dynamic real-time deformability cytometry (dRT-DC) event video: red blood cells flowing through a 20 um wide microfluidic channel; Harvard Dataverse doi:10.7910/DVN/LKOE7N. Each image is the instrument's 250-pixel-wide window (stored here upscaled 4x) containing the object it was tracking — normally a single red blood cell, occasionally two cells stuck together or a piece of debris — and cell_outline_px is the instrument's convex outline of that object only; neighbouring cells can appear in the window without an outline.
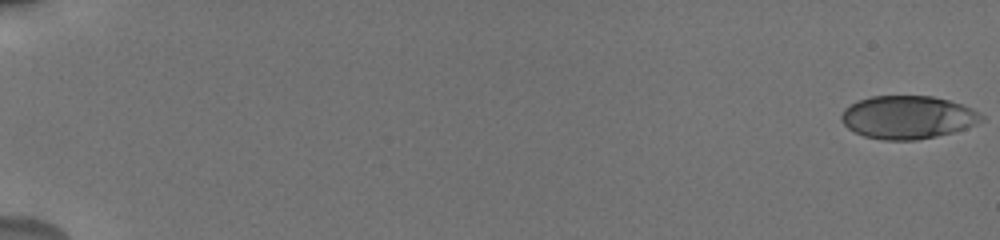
{"species": "human", "species_latin": "Homo sapiens", "temperature_condition": "cold", "stored_images_in_passage": 33, "camera_frame_rate_fps": 3000, "um_per_image_px": 0.085, "donor": {"sex": "male"}, "frame": {"image": 1, "passage_image": 1, "time_ms": 0.0, "image_size_px": [1000, 240], "cell_outline_px": [[984, 120], [964, 128], [952, 132], [936, 136], [916, 140], [884, 140], [864, 136], [848, 128], [840, 120], [840, 116], [844, 108], [860, 100], [872, 96], [932, 96], [948, 100], [972, 108], [980, 112], [984, 116]], "centroid_in_image_um": [77.15, 9.97], "position_along_channel_um": 7.9, "area_um2": 34.97}}
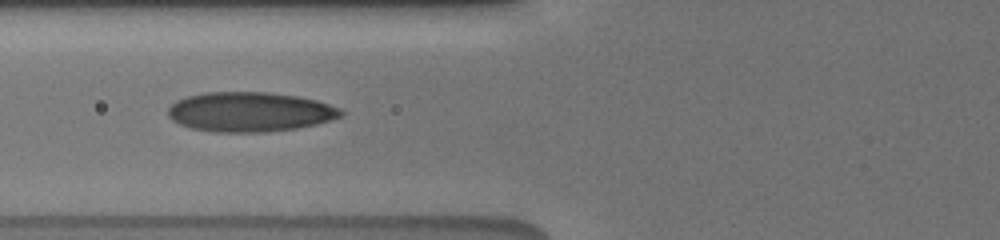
{"frame": {"image": 2, "passage_image": 24, "time_ms": 8.0, "image_size_px": [1000, 240], "cell_outline_px": [[344, 112], [340, 116], [332, 120], [316, 124], [296, 128], [268, 132], [212, 132], [192, 128], [180, 124], [172, 120], [168, 116], [168, 108], [176, 100], [188, 96], [204, 92], [268, 92], [296, 96], [316, 100], [340, 108]], "centroid_in_image_um": [21.22, 9.51], "position_along_channel_um": 104.6, "area_um2": 40.0}}
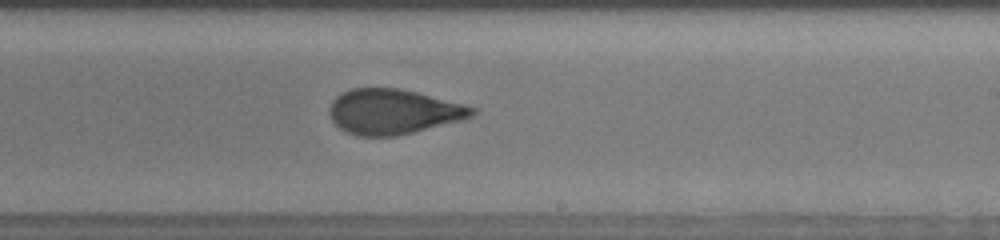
{"frame": {"image": 3, "passage_image": 33, "time_ms": 12.0, "image_size_px": [1000, 240], "cell_outline_px": [[476, 112], [472, 116], [464, 120], [396, 136], [356, 136], [340, 128], [332, 120], [328, 112], [328, 108], [332, 100], [340, 92], [352, 88], [400, 88], [464, 104], [476, 108]], "centroid_in_image_um": [33.41, 9.49], "position_along_channel_um": 255.6, "area_um2": 37.63}}